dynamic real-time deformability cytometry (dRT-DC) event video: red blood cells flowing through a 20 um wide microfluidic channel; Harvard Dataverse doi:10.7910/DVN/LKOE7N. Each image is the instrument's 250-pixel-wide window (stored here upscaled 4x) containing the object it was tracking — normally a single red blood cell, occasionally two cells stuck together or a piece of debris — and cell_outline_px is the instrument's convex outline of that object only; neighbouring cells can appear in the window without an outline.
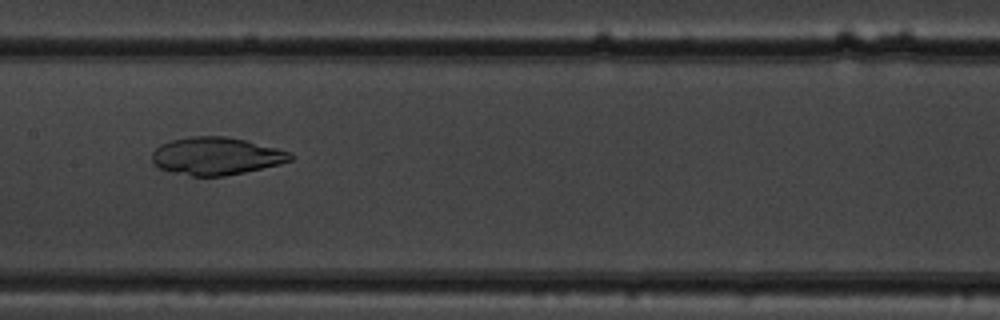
{"species": "common noctule bat (a hibernating species)", "species_latin": "Nyctalus noctula", "temperature_condition": "warm", "stored_images_in_passage": 53, "camera_frame_rate_fps": 3000, "um_per_image_px": 0.085, "animal": {"sex": "male", "body_mass_g": 19.5, "forearm_length_mm": 54.6}, "frame": {"image": 1, "passage_image": 27, "time_ms": 8.667, "image_size_px": [1000, 320], "cell_outline_px": [[296, 156], [292, 160], [280, 164], [244, 172], [224, 176], [192, 176], [172, 172], [160, 168], [152, 164], [152, 152], [160, 144], [172, 140], [188, 136], [224, 136], [244, 140], [292, 152]], "centroid_in_image_um": [18.37, 13.26], "position_along_channel_um": 189.0, "area_um2": 30.4}}
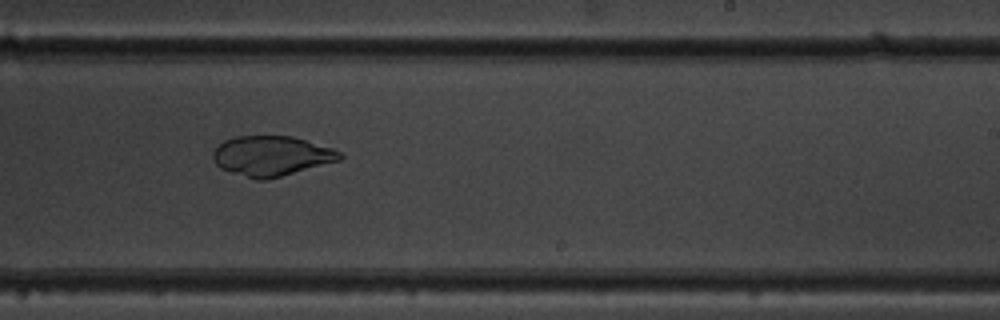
{"frame": {"image": 2, "passage_image": 33, "time_ms": 10.667, "image_size_px": [1000, 320], "cell_outline_px": [[344, 156], [340, 160], [268, 180], [256, 180], [220, 168], [212, 160], [212, 152], [224, 140], [236, 136], [292, 136], [332, 148], [340, 152]], "centroid_in_image_um": [23.06, 13.26], "position_along_channel_um": 265.9, "area_um2": 29.54}}
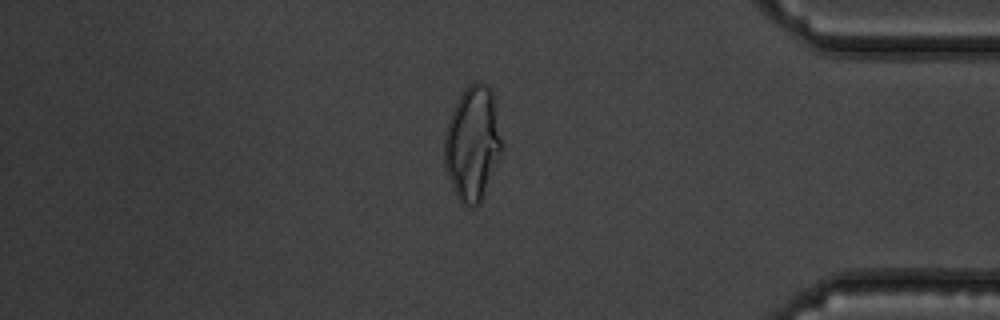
{"frame": {"image": 3, "passage_image": 45, "time_ms": 14.667, "image_size_px": [1000, 320], "cell_outline_px": [[500, 152], [480, 204], [472, 208], [468, 208], [460, 204], [444, 168], [444, 136], [448, 120], [464, 88], [468, 84], [476, 80], [484, 84], [492, 92], [500, 140]], "centroid_in_image_um": [40.1, 12.24], "position_along_channel_um": 395.1, "area_um2": 37.57}}